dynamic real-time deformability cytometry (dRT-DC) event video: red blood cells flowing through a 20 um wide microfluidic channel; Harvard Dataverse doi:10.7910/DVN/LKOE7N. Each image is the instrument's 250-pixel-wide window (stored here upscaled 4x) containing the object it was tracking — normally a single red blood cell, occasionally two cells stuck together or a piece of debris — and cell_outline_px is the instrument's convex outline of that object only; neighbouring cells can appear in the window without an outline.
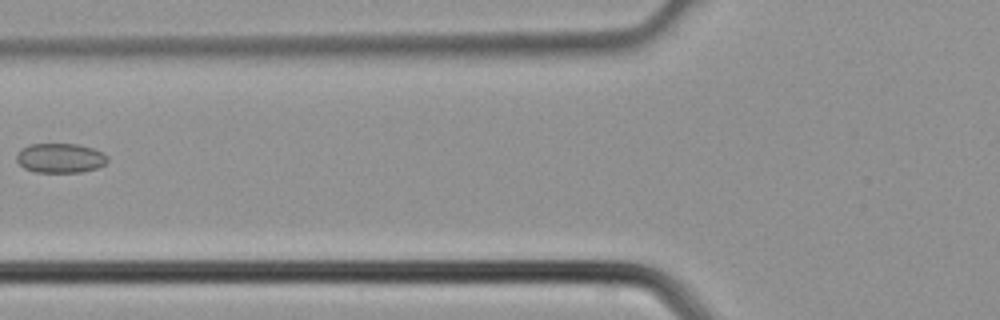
{"species": "common noctule bat (a hibernating species)", "species_latin": "Nyctalus noctula", "temperature_condition": "cold", "stored_images_in_passage": 4, "camera_frame_rate_fps": 3000, "um_per_image_px": 0.085, "animal": {"sex": "male", "body_mass_g": 21.5, "forearm_length_mm": 52.0}, "frame": {"image": 1, "passage_image": 4, "time_ms": 1.0, "image_size_px": [1000, 320], "cell_outline_px": [[108, 160], [104, 164], [96, 168], [80, 172], [36, 172], [24, 168], [16, 160], [16, 152], [20, 148], [28, 144], [80, 144], [104, 152], [108, 156]], "centroid_in_image_um": [5.1, 13.42], "position_along_channel_um": 120.7, "area_um2": 15.84}}